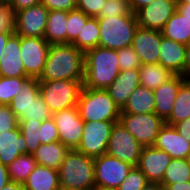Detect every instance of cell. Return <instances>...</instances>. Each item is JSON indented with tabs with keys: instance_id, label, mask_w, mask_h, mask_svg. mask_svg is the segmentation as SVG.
<instances>
[{
	"instance_id": "2",
	"label": "cell",
	"mask_w": 190,
	"mask_h": 190,
	"mask_svg": "<svg viewBox=\"0 0 190 190\" xmlns=\"http://www.w3.org/2000/svg\"><path fill=\"white\" fill-rule=\"evenodd\" d=\"M119 73L117 50L97 46L84 53L83 87L106 90Z\"/></svg>"
},
{
	"instance_id": "25",
	"label": "cell",
	"mask_w": 190,
	"mask_h": 190,
	"mask_svg": "<svg viewBox=\"0 0 190 190\" xmlns=\"http://www.w3.org/2000/svg\"><path fill=\"white\" fill-rule=\"evenodd\" d=\"M69 151L70 149L67 146L57 141L49 144H40L33 156L37 165L59 170Z\"/></svg>"
},
{
	"instance_id": "43",
	"label": "cell",
	"mask_w": 190,
	"mask_h": 190,
	"mask_svg": "<svg viewBox=\"0 0 190 190\" xmlns=\"http://www.w3.org/2000/svg\"><path fill=\"white\" fill-rule=\"evenodd\" d=\"M107 0H76V9L90 17H96Z\"/></svg>"
},
{
	"instance_id": "32",
	"label": "cell",
	"mask_w": 190,
	"mask_h": 190,
	"mask_svg": "<svg viewBox=\"0 0 190 190\" xmlns=\"http://www.w3.org/2000/svg\"><path fill=\"white\" fill-rule=\"evenodd\" d=\"M36 166L37 162L33 154L20 155L7 166L10 181L24 184Z\"/></svg>"
},
{
	"instance_id": "59",
	"label": "cell",
	"mask_w": 190,
	"mask_h": 190,
	"mask_svg": "<svg viewBox=\"0 0 190 190\" xmlns=\"http://www.w3.org/2000/svg\"><path fill=\"white\" fill-rule=\"evenodd\" d=\"M66 190H87V189H66Z\"/></svg>"
},
{
	"instance_id": "28",
	"label": "cell",
	"mask_w": 190,
	"mask_h": 190,
	"mask_svg": "<svg viewBox=\"0 0 190 190\" xmlns=\"http://www.w3.org/2000/svg\"><path fill=\"white\" fill-rule=\"evenodd\" d=\"M162 36L183 45L190 43V22L177 10L161 30Z\"/></svg>"
},
{
	"instance_id": "10",
	"label": "cell",
	"mask_w": 190,
	"mask_h": 190,
	"mask_svg": "<svg viewBox=\"0 0 190 190\" xmlns=\"http://www.w3.org/2000/svg\"><path fill=\"white\" fill-rule=\"evenodd\" d=\"M142 148L120 122L115 123L111 131L107 154L136 167Z\"/></svg>"
},
{
	"instance_id": "54",
	"label": "cell",
	"mask_w": 190,
	"mask_h": 190,
	"mask_svg": "<svg viewBox=\"0 0 190 190\" xmlns=\"http://www.w3.org/2000/svg\"><path fill=\"white\" fill-rule=\"evenodd\" d=\"M1 190H25L23 184L10 182L6 186H4Z\"/></svg>"
},
{
	"instance_id": "30",
	"label": "cell",
	"mask_w": 190,
	"mask_h": 190,
	"mask_svg": "<svg viewBox=\"0 0 190 190\" xmlns=\"http://www.w3.org/2000/svg\"><path fill=\"white\" fill-rule=\"evenodd\" d=\"M190 117V79H187L178 91L174 100L172 113L165 121V124L173 126L182 120Z\"/></svg>"
},
{
	"instance_id": "39",
	"label": "cell",
	"mask_w": 190,
	"mask_h": 190,
	"mask_svg": "<svg viewBox=\"0 0 190 190\" xmlns=\"http://www.w3.org/2000/svg\"><path fill=\"white\" fill-rule=\"evenodd\" d=\"M51 117L52 113L49 110L48 105L44 102L42 97L39 96L28 106V117L25 120H37L43 122Z\"/></svg>"
},
{
	"instance_id": "35",
	"label": "cell",
	"mask_w": 190,
	"mask_h": 190,
	"mask_svg": "<svg viewBox=\"0 0 190 190\" xmlns=\"http://www.w3.org/2000/svg\"><path fill=\"white\" fill-rule=\"evenodd\" d=\"M30 77L0 76V105H9L18 96L23 83Z\"/></svg>"
},
{
	"instance_id": "37",
	"label": "cell",
	"mask_w": 190,
	"mask_h": 190,
	"mask_svg": "<svg viewBox=\"0 0 190 190\" xmlns=\"http://www.w3.org/2000/svg\"><path fill=\"white\" fill-rule=\"evenodd\" d=\"M130 12L128 0H107L96 17L122 16Z\"/></svg>"
},
{
	"instance_id": "12",
	"label": "cell",
	"mask_w": 190,
	"mask_h": 190,
	"mask_svg": "<svg viewBox=\"0 0 190 190\" xmlns=\"http://www.w3.org/2000/svg\"><path fill=\"white\" fill-rule=\"evenodd\" d=\"M59 133V142L75 150L83 136L84 121L77 106L52 114Z\"/></svg>"
},
{
	"instance_id": "21",
	"label": "cell",
	"mask_w": 190,
	"mask_h": 190,
	"mask_svg": "<svg viewBox=\"0 0 190 190\" xmlns=\"http://www.w3.org/2000/svg\"><path fill=\"white\" fill-rule=\"evenodd\" d=\"M185 47L186 45L165 38L161 34V45L159 48L160 56L158 63L169 69L173 74H178L183 77Z\"/></svg>"
},
{
	"instance_id": "15",
	"label": "cell",
	"mask_w": 190,
	"mask_h": 190,
	"mask_svg": "<svg viewBox=\"0 0 190 190\" xmlns=\"http://www.w3.org/2000/svg\"><path fill=\"white\" fill-rule=\"evenodd\" d=\"M171 159L165 151L154 146L143 147L136 167L146 176L148 183L161 184Z\"/></svg>"
},
{
	"instance_id": "34",
	"label": "cell",
	"mask_w": 190,
	"mask_h": 190,
	"mask_svg": "<svg viewBox=\"0 0 190 190\" xmlns=\"http://www.w3.org/2000/svg\"><path fill=\"white\" fill-rule=\"evenodd\" d=\"M41 124L40 121L22 120L19 121L21 134L24 136L27 143V154H34L40 146L41 139Z\"/></svg>"
},
{
	"instance_id": "3",
	"label": "cell",
	"mask_w": 190,
	"mask_h": 190,
	"mask_svg": "<svg viewBox=\"0 0 190 190\" xmlns=\"http://www.w3.org/2000/svg\"><path fill=\"white\" fill-rule=\"evenodd\" d=\"M94 158L76 150H70L59 168L61 190L95 187Z\"/></svg>"
},
{
	"instance_id": "18",
	"label": "cell",
	"mask_w": 190,
	"mask_h": 190,
	"mask_svg": "<svg viewBox=\"0 0 190 190\" xmlns=\"http://www.w3.org/2000/svg\"><path fill=\"white\" fill-rule=\"evenodd\" d=\"M186 80L181 75L174 74L169 80L153 90L155 99L154 113L164 121L170 117L180 86Z\"/></svg>"
},
{
	"instance_id": "8",
	"label": "cell",
	"mask_w": 190,
	"mask_h": 190,
	"mask_svg": "<svg viewBox=\"0 0 190 190\" xmlns=\"http://www.w3.org/2000/svg\"><path fill=\"white\" fill-rule=\"evenodd\" d=\"M115 123L117 122L84 121L83 136L75 150L93 158L105 154Z\"/></svg>"
},
{
	"instance_id": "44",
	"label": "cell",
	"mask_w": 190,
	"mask_h": 190,
	"mask_svg": "<svg viewBox=\"0 0 190 190\" xmlns=\"http://www.w3.org/2000/svg\"><path fill=\"white\" fill-rule=\"evenodd\" d=\"M14 31V14L8 5L0 2V32Z\"/></svg>"
},
{
	"instance_id": "41",
	"label": "cell",
	"mask_w": 190,
	"mask_h": 190,
	"mask_svg": "<svg viewBox=\"0 0 190 190\" xmlns=\"http://www.w3.org/2000/svg\"><path fill=\"white\" fill-rule=\"evenodd\" d=\"M41 144H49L59 141V133L54 119L51 117L41 124Z\"/></svg>"
},
{
	"instance_id": "27",
	"label": "cell",
	"mask_w": 190,
	"mask_h": 190,
	"mask_svg": "<svg viewBox=\"0 0 190 190\" xmlns=\"http://www.w3.org/2000/svg\"><path fill=\"white\" fill-rule=\"evenodd\" d=\"M155 99L154 92L144 86H138L129 96L121 113L145 114L154 113Z\"/></svg>"
},
{
	"instance_id": "20",
	"label": "cell",
	"mask_w": 190,
	"mask_h": 190,
	"mask_svg": "<svg viewBox=\"0 0 190 190\" xmlns=\"http://www.w3.org/2000/svg\"><path fill=\"white\" fill-rule=\"evenodd\" d=\"M140 86L139 70L128 69L120 71L115 80L106 89L111 98L115 101V104L121 110L131 93Z\"/></svg>"
},
{
	"instance_id": "42",
	"label": "cell",
	"mask_w": 190,
	"mask_h": 190,
	"mask_svg": "<svg viewBox=\"0 0 190 190\" xmlns=\"http://www.w3.org/2000/svg\"><path fill=\"white\" fill-rule=\"evenodd\" d=\"M19 126V122L9 105H0V133L13 130Z\"/></svg>"
},
{
	"instance_id": "55",
	"label": "cell",
	"mask_w": 190,
	"mask_h": 190,
	"mask_svg": "<svg viewBox=\"0 0 190 190\" xmlns=\"http://www.w3.org/2000/svg\"><path fill=\"white\" fill-rule=\"evenodd\" d=\"M163 186L158 183H147L142 190H161Z\"/></svg>"
},
{
	"instance_id": "24",
	"label": "cell",
	"mask_w": 190,
	"mask_h": 190,
	"mask_svg": "<svg viewBox=\"0 0 190 190\" xmlns=\"http://www.w3.org/2000/svg\"><path fill=\"white\" fill-rule=\"evenodd\" d=\"M23 187L25 190H61L59 170L37 165Z\"/></svg>"
},
{
	"instance_id": "6",
	"label": "cell",
	"mask_w": 190,
	"mask_h": 190,
	"mask_svg": "<svg viewBox=\"0 0 190 190\" xmlns=\"http://www.w3.org/2000/svg\"><path fill=\"white\" fill-rule=\"evenodd\" d=\"M40 96L52 114L77 106L83 81L53 80L39 81Z\"/></svg>"
},
{
	"instance_id": "40",
	"label": "cell",
	"mask_w": 190,
	"mask_h": 190,
	"mask_svg": "<svg viewBox=\"0 0 190 190\" xmlns=\"http://www.w3.org/2000/svg\"><path fill=\"white\" fill-rule=\"evenodd\" d=\"M147 183L146 176L137 167H133L117 190H142Z\"/></svg>"
},
{
	"instance_id": "14",
	"label": "cell",
	"mask_w": 190,
	"mask_h": 190,
	"mask_svg": "<svg viewBox=\"0 0 190 190\" xmlns=\"http://www.w3.org/2000/svg\"><path fill=\"white\" fill-rule=\"evenodd\" d=\"M176 10L177 0H154L135 13L138 26L161 31Z\"/></svg>"
},
{
	"instance_id": "16",
	"label": "cell",
	"mask_w": 190,
	"mask_h": 190,
	"mask_svg": "<svg viewBox=\"0 0 190 190\" xmlns=\"http://www.w3.org/2000/svg\"><path fill=\"white\" fill-rule=\"evenodd\" d=\"M161 45V31L138 27L135 31L131 47L143 64H157Z\"/></svg>"
},
{
	"instance_id": "22",
	"label": "cell",
	"mask_w": 190,
	"mask_h": 190,
	"mask_svg": "<svg viewBox=\"0 0 190 190\" xmlns=\"http://www.w3.org/2000/svg\"><path fill=\"white\" fill-rule=\"evenodd\" d=\"M27 154V143L20 127L0 133V163L8 166L17 157Z\"/></svg>"
},
{
	"instance_id": "7",
	"label": "cell",
	"mask_w": 190,
	"mask_h": 190,
	"mask_svg": "<svg viewBox=\"0 0 190 190\" xmlns=\"http://www.w3.org/2000/svg\"><path fill=\"white\" fill-rule=\"evenodd\" d=\"M119 122L129 131L142 147L154 146L165 121L156 113H121Z\"/></svg>"
},
{
	"instance_id": "48",
	"label": "cell",
	"mask_w": 190,
	"mask_h": 190,
	"mask_svg": "<svg viewBox=\"0 0 190 190\" xmlns=\"http://www.w3.org/2000/svg\"><path fill=\"white\" fill-rule=\"evenodd\" d=\"M183 77L190 79V43L185 47V62L183 67Z\"/></svg>"
},
{
	"instance_id": "36",
	"label": "cell",
	"mask_w": 190,
	"mask_h": 190,
	"mask_svg": "<svg viewBox=\"0 0 190 190\" xmlns=\"http://www.w3.org/2000/svg\"><path fill=\"white\" fill-rule=\"evenodd\" d=\"M89 18L90 16L78 9L68 11L67 43L71 44L77 38Z\"/></svg>"
},
{
	"instance_id": "46",
	"label": "cell",
	"mask_w": 190,
	"mask_h": 190,
	"mask_svg": "<svg viewBox=\"0 0 190 190\" xmlns=\"http://www.w3.org/2000/svg\"><path fill=\"white\" fill-rule=\"evenodd\" d=\"M39 3H41V0H11L8 4V7L12 13L15 14L18 11L27 9Z\"/></svg>"
},
{
	"instance_id": "45",
	"label": "cell",
	"mask_w": 190,
	"mask_h": 190,
	"mask_svg": "<svg viewBox=\"0 0 190 190\" xmlns=\"http://www.w3.org/2000/svg\"><path fill=\"white\" fill-rule=\"evenodd\" d=\"M48 10L71 11L76 9V0H41Z\"/></svg>"
},
{
	"instance_id": "23",
	"label": "cell",
	"mask_w": 190,
	"mask_h": 190,
	"mask_svg": "<svg viewBox=\"0 0 190 190\" xmlns=\"http://www.w3.org/2000/svg\"><path fill=\"white\" fill-rule=\"evenodd\" d=\"M40 96L38 78H28L22 85L18 96L9 104L18 122L28 117V106Z\"/></svg>"
},
{
	"instance_id": "31",
	"label": "cell",
	"mask_w": 190,
	"mask_h": 190,
	"mask_svg": "<svg viewBox=\"0 0 190 190\" xmlns=\"http://www.w3.org/2000/svg\"><path fill=\"white\" fill-rule=\"evenodd\" d=\"M100 27L97 17H90L83 29L78 33L77 38L71 43L80 51L86 52L89 49L99 46Z\"/></svg>"
},
{
	"instance_id": "5",
	"label": "cell",
	"mask_w": 190,
	"mask_h": 190,
	"mask_svg": "<svg viewBox=\"0 0 190 190\" xmlns=\"http://www.w3.org/2000/svg\"><path fill=\"white\" fill-rule=\"evenodd\" d=\"M97 18L100 27L99 46L119 50L132 45L139 27L135 13L131 11L128 15Z\"/></svg>"
},
{
	"instance_id": "17",
	"label": "cell",
	"mask_w": 190,
	"mask_h": 190,
	"mask_svg": "<svg viewBox=\"0 0 190 190\" xmlns=\"http://www.w3.org/2000/svg\"><path fill=\"white\" fill-rule=\"evenodd\" d=\"M154 147L165 151L173 159H189L190 156V143L168 124L160 129Z\"/></svg>"
},
{
	"instance_id": "11",
	"label": "cell",
	"mask_w": 190,
	"mask_h": 190,
	"mask_svg": "<svg viewBox=\"0 0 190 190\" xmlns=\"http://www.w3.org/2000/svg\"><path fill=\"white\" fill-rule=\"evenodd\" d=\"M49 47L45 38L20 36L21 59L30 78H39L42 74Z\"/></svg>"
},
{
	"instance_id": "47",
	"label": "cell",
	"mask_w": 190,
	"mask_h": 190,
	"mask_svg": "<svg viewBox=\"0 0 190 190\" xmlns=\"http://www.w3.org/2000/svg\"><path fill=\"white\" fill-rule=\"evenodd\" d=\"M173 126L178 131V133L190 143V117L175 123Z\"/></svg>"
},
{
	"instance_id": "9",
	"label": "cell",
	"mask_w": 190,
	"mask_h": 190,
	"mask_svg": "<svg viewBox=\"0 0 190 190\" xmlns=\"http://www.w3.org/2000/svg\"><path fill=\"white\" fill-rule=\"evenodd\" d=\"M133 167L107 153L95 157V186L117 190Z\"/></svg>"
},
{
	"instance_id": "29",
	"label": "cell",
	"mask_w": 190,
	"mask_h": 190,
	"mask_svg": "<svg viewBox=\"0 0 190 190\" xmlns=\"http://www.w3.org/2000/svg\"><path fill=\"white\" fill-rule=\"evenodd\" d=\"M140 85L154 90L169 80L174 74L167 68L157 64H143L140 66Z\"/></svg>"
},
{
	"instance_id": "49",
	"label": "cell",
	"mask_w": 190,
	"mask_h": 190,
	"mask_svg": "<svg viewBox=\"0 0 190 190\" xmlns=\"http://www.w3.org/2000/svg\"><path fill=\"white\" fill-rule=\"evenodd\" d=\"M154 0H128L130 10L136 13L139 9L144 6L151 4Z\"/></svg>"
},
{
	"instance_id": "13",
	"label": "cell",
	"mask_w": 190,
	"mask_h": 190,
	"mask_svg": "<svg viewBox=\"0 0 190 190\" xmlns=\"http://www.w3.org/2000/svg\"><path fill=\"white\" fill-rule=\"evenodd\" d=\"M49 10L42 4L33 5L14 14V33L24 37L44 38Z\"/></svg>"
},
{
	"instance_id": "1",
	"label": "cell",
	"mask_w": 190,
	"mask_h": 190,
	"mask_svg": "<svg viewBox=\"0 0 190 190\" xmlns=\"http://www.w3.org/2000/svg\"><path fill=\"white\" fill-rule=\"evenodd\" d=\"M39 81L84 80V52L73 44H52Z\"/></svg>"
},
{
	"instance_id": "50",
	"label": "cell",
	"mask_w": 190,
	"mask_h": 190,
	"mask_svg": "<svg viewBox=\"0 0 190 190\" xmlns=\"http://www.w3.org/2000/svg\"><path fill=\"white\" fill-rule=\"evenodd\" d=\"M10 182L7 166L0 163V190Z\"/></svg>"
},
{
	"instance_id": "38",
	"label": "cell",
	"mask_w": 190,
	"mask_h": 190,
	"mask_svg": "<svg viewBox=\"0 0 190 190\" xmlns=\"http://www.w3.org/2000/svg\"><path fill=\"white\" fill-rule=\"evenodd\" d=\"M117 55L120 71L140 68L141 60L131 46L117 50Z\"/></svg>"
},
{
	"instance_id": "57",
	"label": "cell",
	"mask_w": 190,
	"mask_h": 190,
	"mask_svg": "<svg viewBox=\"0 0 190 190\" xmlns=\"http://www.w3.org/2000/svg\"><path fill=\"white\" fill-rule=\"evenodd\" d=\"M92 190H115V189H108V188H103V187L95 186Z\"/></svg>"
},
{
	"instance_id": "19",
	"label": "cell",
	"mask_w": 190,
	"mask_h": 190,
	"mask_svg": "<svg viewBox=\"0 0 190 190\" xmlns=\"http://www.w3.org/2000/svg\"><path fill=\"white\" fill-rule=\"evenodd\" d=\"M0 76L29 77L25 73L20 54V36L14 33L7 41L0 57Z\"/></svg>"
},
{
	"instance_id": "53",
	"label": "cell",
	"mask_w": 190,
	"mask_h": 190,
	"mask_svg": "<svg viewBox=\"0 0 190 190\" xmlns=\"http://www.w3.org/2000/svg\"><path fill=\"white\" fill-rule=\"evenodd\" d=\"M177 11L181 13L190 22L189 4H177Z\"/></svg>"
},
{
	"instance_id": "52",
	"label": "cell",
	"mask_w": 190,
	"mask_h": 190,
	"mask_svg": "<svg viewBox=\"0 0 190 190\" xmlns=\"http://www.w3.org/2000/svg\"><path fill=\"white\" fill-rule=\"evenodd\" d=\"M14 34V31L0 32V57L3 52V48L7 44L8 39Z\"/></svg>"
},
{
	"instance_id": "51",
	"label": "cell",
	"mask_w": 190,
	"mask_h": 190,
	"mask_svg": "<svg viewBox=\"0 0 190 190\" xmlns=\"http://www.w3.org/2000/svg\"><path fill=\"white\" fill-rule=\"evenodd\" d=\"M167 190H190V181L176 184H161Z\"/></svg>"
},
{
	"instance_id": "56",
	"label": "cell",
	"mask_w": 190,
	"mask_h": 190,
	"mask_svg": "<svg viewBox=\"0 0 190 190\" xmlns=\"http://www.w3.org/2000/svg\"><path fill=\"white\" fill-rule=\"evenodd\" d=\"M177 4H189L190 7V0H177Z\"/></svg>"
},
{
	"instance_id": "33",
	"label": "cell",
	"mask_w": 190,
	"mask_h": 190,
	"mask_svg": "<svg viewBox=\"0 0 190 190\" xmlns=\"http://www.w3.org/2000/svg\"><path fill=\"white\" fill-rule=\"evenodd\" d=\"M190 181L189 159H171L161 184H176Z\"/></svg>"
},
{
	"instance_id": "4",
	"label": "cell",
	"mask_w": 190,
	"mask_h": 190,
	"mask_svg": "<svg viewBox=\"0 0 190 190\" xmlns=\"http://www.w3.org/2000/svg\"><path fill=\"white\" fill-rule=\"evenodd\" d=\"M77 107L83 121L119 122L121 110L105 89L82 87Z\"/></svg>"
},
{
	"instance_id": "58",
	"label": "cell",
	"mask_w": 190,
	"mask_h": 190,
	"mask_svg": "<svg viewBox=\"0 0 190 190\" xmlns=\"http://www.w3.org/2000/svg\"><path fill=\"white\" fill-rule=\"evenodd\" d=\"M11 0H0V2H2V3H5V4H9V2H10Z\"/></svg>"
},
{
	"instance_id": "26",
	"label": "cell",
	"mask_w": 190,
	"mask_h": 190,
	"mask_svg": "<svg viewBox=\"0 0 190 190\" xmlns=\"http://www.w3.org/2000/svg\"><path fill=\"white\" fill-rule=\"evenodd\" d=\"M68 11L49 10L44 38L52 44H67Z\"/></svg>"
}]
</instances>
